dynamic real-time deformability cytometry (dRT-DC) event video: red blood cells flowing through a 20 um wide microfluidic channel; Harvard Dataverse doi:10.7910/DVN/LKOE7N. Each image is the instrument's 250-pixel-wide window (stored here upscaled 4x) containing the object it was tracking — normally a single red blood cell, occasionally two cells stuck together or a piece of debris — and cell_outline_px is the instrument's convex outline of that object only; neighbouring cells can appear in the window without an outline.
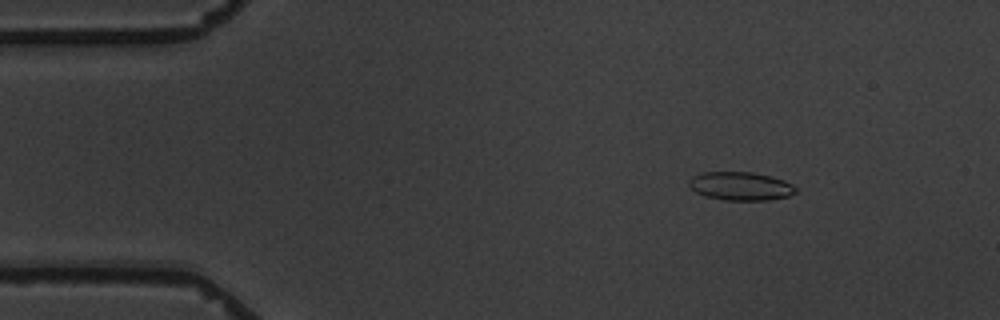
{"species": "common noctule bat (a hibernating species)", "species_latin": "Nyctalus noctula", "temperature_condition": "warm", "stored_images_in_passage": 5, "camera_frame_rate_fps": 3000, "um_per_image_px": 0.085, "animal": {"sex": "male", "body_mass_g": 19.5, "forearm_length_mm": 54.6}, "frame": {"image": 1, "passage_image": 2, "time_ms": 1.0, "image_size_px": [1000, 320], "cell_outline_px": [[796, 192], [788, 196], [768, 200], [724, 200], [704, 196], [696, 192], [688, 184], [688, 180], [692, 176], [704, 172], [752, 172], [772, 176], [784, 180], [792, 184], [796, 188]], "centroid_in_image_um": [62.94, 15.82], "position_along_channel_um": 22.1, "area_um2": 17.74}}